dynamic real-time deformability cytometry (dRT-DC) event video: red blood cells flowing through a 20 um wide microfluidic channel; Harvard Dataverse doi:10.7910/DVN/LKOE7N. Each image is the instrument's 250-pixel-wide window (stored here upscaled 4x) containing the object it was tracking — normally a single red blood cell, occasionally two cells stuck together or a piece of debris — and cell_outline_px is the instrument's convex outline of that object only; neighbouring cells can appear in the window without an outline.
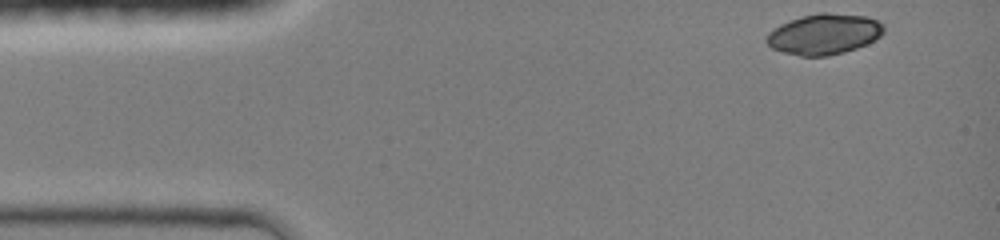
{"species": "common noctule bat (a hibernating species)", "species_latin": "Nyctalus noctula", "temperature_condition": "room temperature", "stored_images_in_passage": 38, "camera_frame_rate_fps": 3000, "um_per_image_px": 0.085, "animal": {"sex": "female", "body_mass_g": 19.0, "forearm_length_mm": 51.5}, "frame": {"image": 1, "passage_image": 1, "time_ms": 0.0, "image_size_px": [1000, 240], "cell_outline_px": [[884, 32], [880, 36], [868, 44], [844, 52], [828, 56], [800, 56], [784, 52], [772, 48], [764, 40], [768, 32], [772, 28], [780, 24], [804, 16], [820, 12], [824, 12], [864, 16], [876, 20], [884, 24]], "centroid_in_image_um": [70.04, 2.91], "position_along_channel_um": 15.0, "area_um2": 27.74}}
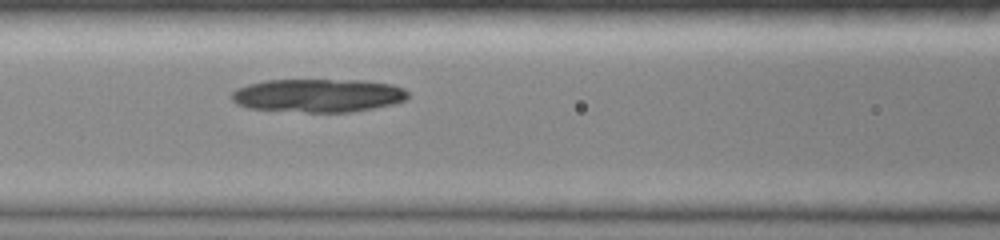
{"frame": {"image": 2, "passage_image": 16, "time_ms": 5.0, "image_size_px": [1000, 240], "cell_outline_px": [[408, 96], [404, 100], [392, 104], [352, 112], [308, 112], [248, 108], [236, 104], [232, 100], [232, 92], [236, 88], [248, 84], [264, 80], [364, 80], [392, 84], [404, 88], [408, 92]], "centroid_in_image_um": [27.03, 8.11], "position_along_channel_um": 139.6, "area_um2": 34.33}}
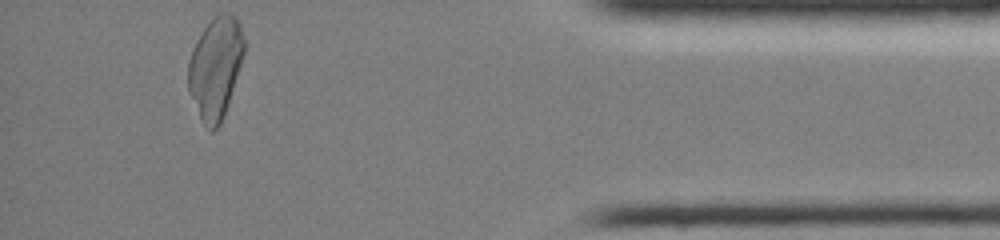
{"frame": {"image": 3, "passage_image": 38, "time_ms": 12.333, "image_size_px": [1000, 240], "cell_outline_px": [[244, 56], [224, 116], [220, 124], [212, 132], [204, 124], [188, 92], [188, 64], [192, 48], [196, 40], [204, 28], [220, 12], [232, 12], [236, 16], [240, 24], [244, 40]], "centroid_in_image_um": [18.32, 5.73], "position_along_channel_um": 416.9, "area_um2": 33.06}}